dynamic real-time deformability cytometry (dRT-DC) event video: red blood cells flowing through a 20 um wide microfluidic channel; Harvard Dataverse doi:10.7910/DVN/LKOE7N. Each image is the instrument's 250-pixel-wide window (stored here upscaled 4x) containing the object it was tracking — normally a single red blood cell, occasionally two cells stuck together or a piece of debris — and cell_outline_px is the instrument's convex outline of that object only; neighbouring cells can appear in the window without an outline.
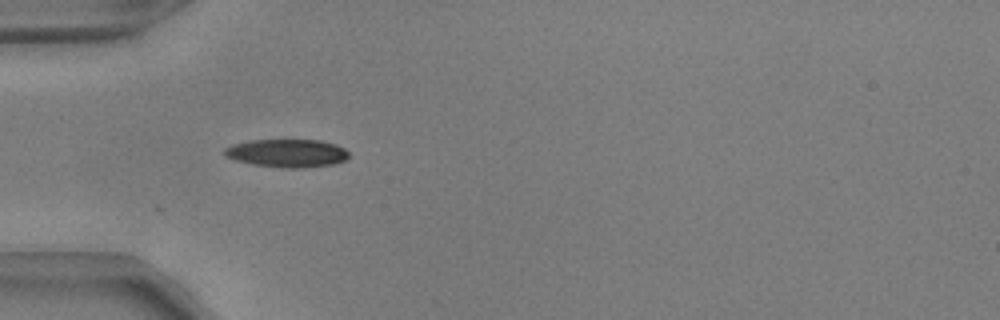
{"species": "common noctule bat (a hibernating species)", "species_latin": "Nyctalus noctula", "temperature_condition": "warm", "stored_images_in_passage": 15, "camera_frame_rate_fps": 3000, "um_per_image_px": 0.085, "animal": {"sex": "male", "body_mass_g": 17.9, "forearm_length_mm": 54.2}, "frame": {"image": 1, "passage_image": 5, "time_ms": 1.333, "image_size_px": [1000, 320], "cell_outline_px": [[348, 156], [344, 160], [332, 164], [304, 168], [284, 168], [252, 164], [236, 160], [224, 156], [220, 152], [224, 148], [232, 144], [248, 140], [320, 140], [336, 144], [344, 148], [348, 152]], "centroid_in_image_um": [24.34, 13.01], "position_along_channel_um": 60.7, "area_um2": 20.52}}
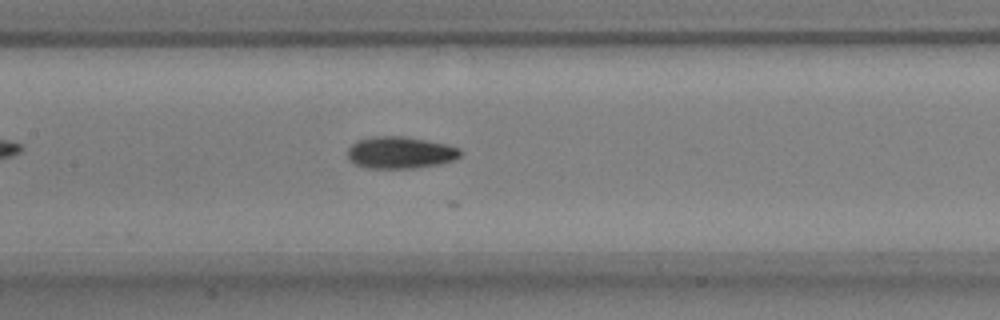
{"frame": {"image": 2, "passage_image": 14, "time_ms": 4.333, "image_size_px": [1000, 320], "cell_outline_px": [[460, 156], [452, 160], [440, 164], [416, 168], [364, 168], [348, 160], [348, 148], [352, 144], [360, 140], [376, 136], [404, 136], [444, 144], [460, 148]], "centroid_in_image_um": [34.0, 12.98], "position_along_channel_um": 173.4, "area_um2": 20.81}}